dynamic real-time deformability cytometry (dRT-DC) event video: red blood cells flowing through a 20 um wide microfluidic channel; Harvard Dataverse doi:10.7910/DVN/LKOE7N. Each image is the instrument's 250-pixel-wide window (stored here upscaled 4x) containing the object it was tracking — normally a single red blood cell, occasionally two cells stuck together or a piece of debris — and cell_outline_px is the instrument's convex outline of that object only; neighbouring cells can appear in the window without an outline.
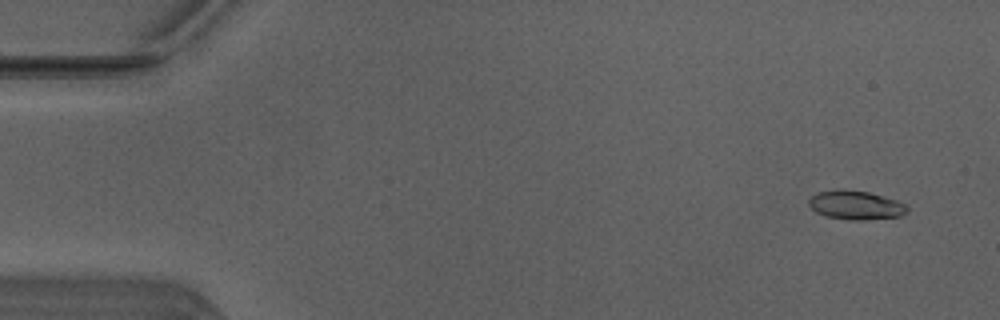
{"species": "Egyptian fruit bat (a non-hibernating species)", "species_latin": "Rousettus aegyptiacus", "temperature_condition": "warm", "stored_images_in_passage": 7, "camera_frame_rate_fps": 3000, "um_per_image_px": 0.085, "animal": {"sex": "male"}, "frame": {"image": 1, "passage_image": 3, "time_ms": 0.667, "image_size_px": [1000, 320], "cell_outline_px": [[908, 212], [900, 216], [864, 220], [852, 220], [828, 216], [816, 212], [808, 204], [808, 200], [816, 192], [840, 188], [844, 188], [868, 192], [896, 200], [904, 204], [908, 208]], "centroid_in_image_um": [72.72, 17.42], "position_along_channel_um": 12.3, "area_um2": 16.59}}